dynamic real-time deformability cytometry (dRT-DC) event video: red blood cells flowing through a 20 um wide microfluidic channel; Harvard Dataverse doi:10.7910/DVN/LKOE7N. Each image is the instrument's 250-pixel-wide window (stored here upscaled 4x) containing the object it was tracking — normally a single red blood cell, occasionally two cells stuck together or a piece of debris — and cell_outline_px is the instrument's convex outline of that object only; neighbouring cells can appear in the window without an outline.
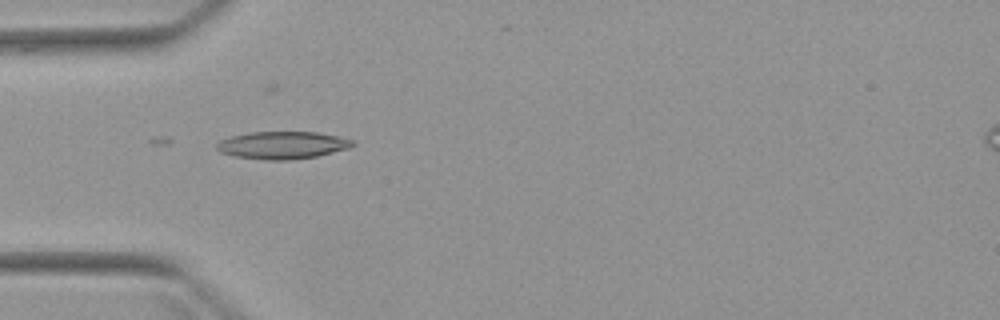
{"species": "Egyptian fruit bat (a non-hibernating species)", "species_latin": "Rousettus aegyptiacus", "temperature_condition": "warm", "stored_images_in_passage": 5, "camera_frame_rate_fps": 3000, "um_per_image_px": 0.085, "animal": {"sex": "female"}, "frame": {"image": 1, "passage_image": 3, "time_ms": 3.0, "image_size_px": [1000, 320], "cell_outline_px": [[356, 144], [348, 148], [316, 156], [292, 160], [264, 160], [236, 156], [220, 152], [216, 148], [216, 144], [220, 140], [232, 136], [252, 132], [316, 132], [340, 136], [352, 140]], "centroid_in_image_um": [24.01, 12.34], "position_along_channel_um": 61.0, "area_um2": 21.68}}
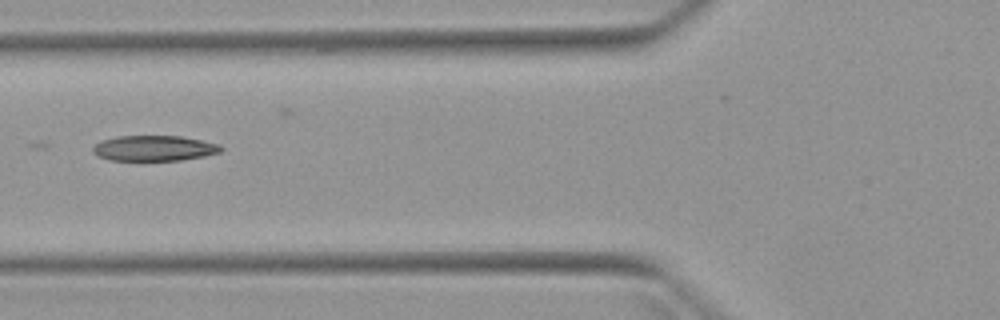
{"frame": {"image": 2, "passage_image": 4, "time_ms": 4.333, "image_size_px": [1000, 320], "cell_outline_px": [[224, 148], [220, 152], [204, 156], [180, 160], [108, 160], [96, 156], [92, 152], [92, 148], [100, 140], [116, 136], [180, 136], [220, 144]], "centroid_in_image_um": [13.06, 12.6], "position_along_channel_um": 112.7, "area_um2": 19.07}}
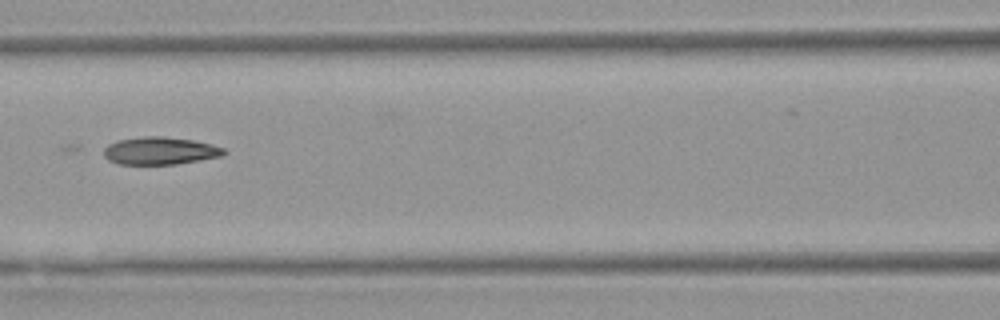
{"frame": {"image": 3, "passage_image": 5, "time_ms": 5.333, "image_size_px": [1000, 320], "cell_outline_px": [[228, 152], [220, 156], [200, 160], [176, 164], [120, 164], [108, 160], [104, 156], [104, 148], [108, 144], [120, 140], [144, 136], [164, 136], [192, 140], [212, 144], [224, 148]], "centroid_in_image_um": [13.61, 12.81], "position_along_channel_um": 153.0, "area_um2": 19.25}}